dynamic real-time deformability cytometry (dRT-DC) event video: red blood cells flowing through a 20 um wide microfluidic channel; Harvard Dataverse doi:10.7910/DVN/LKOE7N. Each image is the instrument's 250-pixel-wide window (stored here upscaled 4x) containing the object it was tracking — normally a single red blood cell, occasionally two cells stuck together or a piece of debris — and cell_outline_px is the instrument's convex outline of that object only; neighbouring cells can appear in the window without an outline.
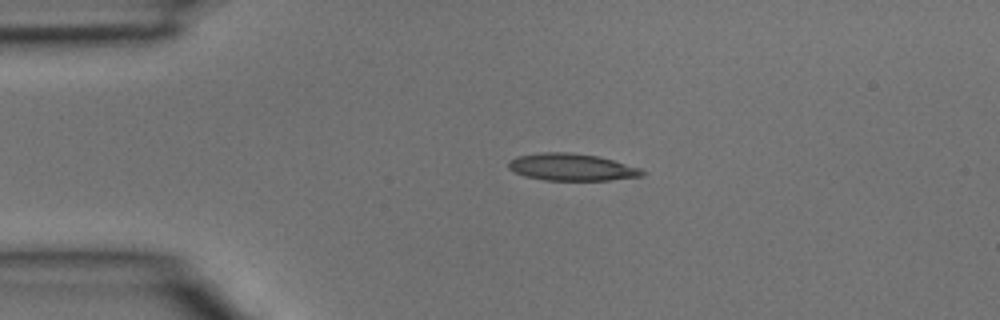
{"species": "common noctule bat (a hibernating species)", "species_latin": "Nyctalus noctula", "temperature_condition": "room temperature", "stored_images_in_passage": 3, "camera_frame_rate_fps": 3000, "um_per_image_px": 0.085, "animal": {"sex": "male", "body_mass_g": 15.6}, "frame": {"image": 1, "passage_image": 1, "time_ms": 0.0, "image_size_px": [1000, 320], "cell_outline_px": [[648, 172], [644, 176], [608, 180], [544, 180], [524, 176], [508, 168], [508, 160], [516, 156], [540, 152], [568, 152], [596, 156], [612, 160], [640, 168]], "centroid_in_image_um": [48.58, 14.21], "position_along_channel_um": 36.4, "area_um2": 21.15}}
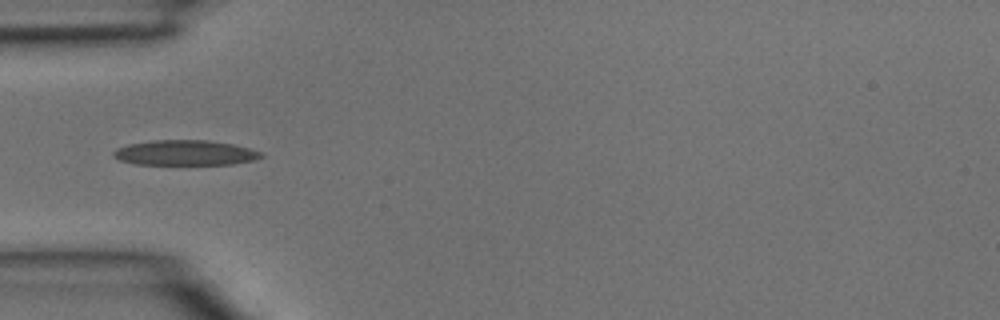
{"frame": {"image": 2, "passage_image": 2, "time_ms": 0.333, "image_size_px": [1000, 320], "cell_outline_px": [[264, 156], [256, 160], [232, 164], [136, 164], [120, 160], [112, 156], [112, 152], [116, 148], [128, 144], [152, 140], [208, 140], [232, 144], [264, 152]], "centroid_in_image_um": [15.74, 12.98], "position_along_channel_um": 69.3, "area_um2": 21.73}}
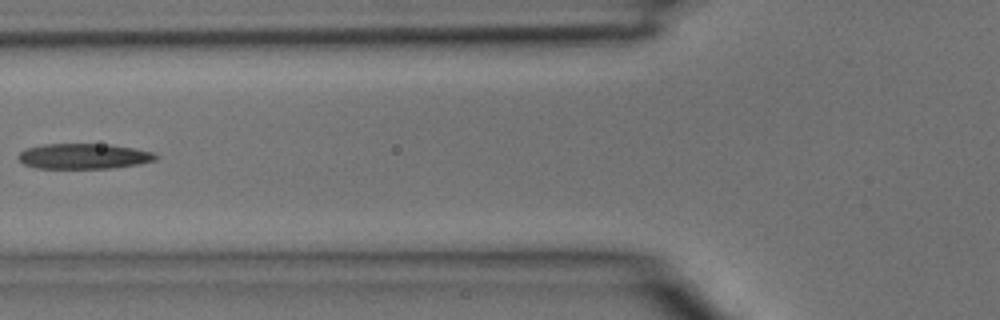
{"frame": {"image": 3, "passage_image": 3, "time_ms": 0.667, "image_size_px": [1000, 320], "cell_outline_px": [[160, 156], [156, 160], [140, 164], [112, 168], [36, 168], [24, 164], [16, 156], [24, 148], [44, 144], [108, 144], [136, 148], [152, 152]], "centroid_in_image_um": [7.13, 13.27], "position_along_channel_um": 118.7, "area_um2": 20.52}}